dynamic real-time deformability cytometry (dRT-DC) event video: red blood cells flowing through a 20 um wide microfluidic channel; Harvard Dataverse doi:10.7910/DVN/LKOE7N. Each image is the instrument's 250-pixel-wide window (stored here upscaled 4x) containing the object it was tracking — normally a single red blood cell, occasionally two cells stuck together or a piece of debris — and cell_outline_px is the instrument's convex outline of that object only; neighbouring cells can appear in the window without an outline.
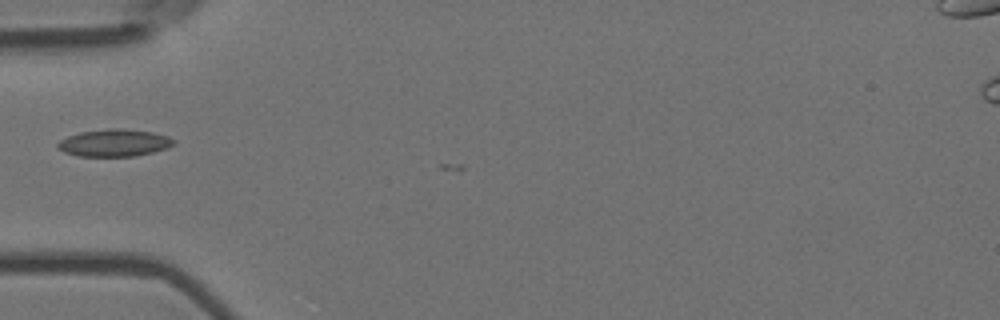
{"species": "Egyptian fruit bat (a non-hibernating species)", "species_latin": "Rousettus aegyptiacus", "temperature_condition": "room temperature", "stored_images_in_passage": 2, "camera_frame_rate_fps": 3000, "um_per_image_px": 0.085, "animal": {"sex": "female"}, "frame": {"image": 1, "passage_image": 1, "time_ms": 0.0, "image_size_px": [1000, 320], "cell_outline_px": [[176, 144], [168, 148], [136, 156], [76, 156], [64, 152], [56, 148], [56, 144], [60, 140], [68, 136], [80, 132], [108, 128], [120, 128], [152, 132], [168, 136], [176, 140]], "centroid_in_image_um": [9.72, 12.14], "position_along_channel_um": 75.3, "area_um2": 18.61}}